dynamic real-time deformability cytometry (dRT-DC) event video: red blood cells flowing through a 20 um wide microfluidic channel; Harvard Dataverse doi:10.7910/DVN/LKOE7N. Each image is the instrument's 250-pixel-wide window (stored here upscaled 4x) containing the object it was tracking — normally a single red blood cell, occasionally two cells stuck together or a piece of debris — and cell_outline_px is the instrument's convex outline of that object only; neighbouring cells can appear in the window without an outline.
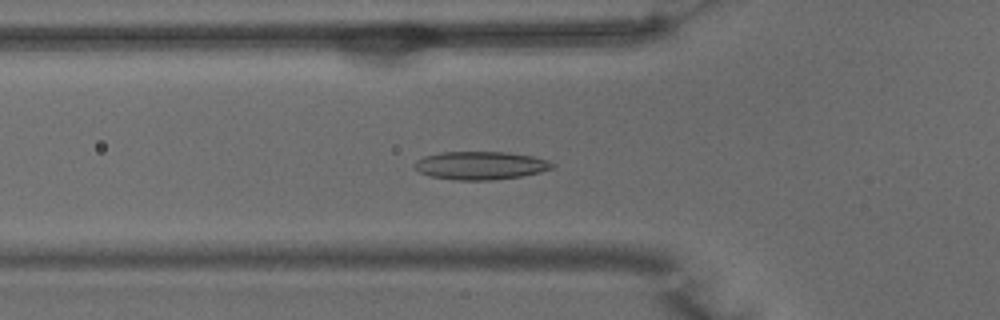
{"species": "common noctule bat (a hibernating species)", "species_latin": "Nyctalus noctula", "temperature_condition": "warm", "stored_images_in_passage": 43, "camera_frame_rate_fps": 3000, "um_per_image_px": 0.085, "animal": {"sex": "male", "body_mass_g": 15.6}, "frame": {"image": 1, "passage_image": 9, "time_ms": 2.667, "image_size_px": [1000, 320], "cell_outline_px": [[556, 164], [552, 168], [540, 172], [520, 176], [488, 180], [456, 180], [428, 176], [420, 172], [412, 164], [416, 160], [424, 156], [440, 152], [508, 152], [532, 156], [548, 160]], "centroid_in_image_um": [40.82, 14.06], "position_along_channel_um": 85.0, "area_um2": 22.6}}
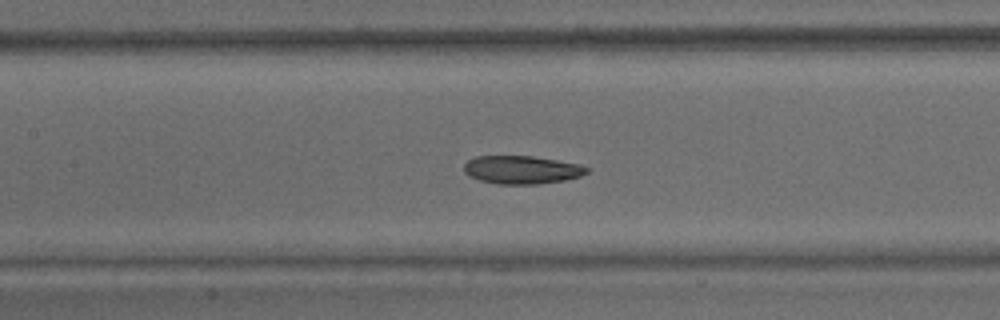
{"frame": {"image": 2, "passage_image": 15, "time_ms": 4.667, "image_size_px": [1000, 320], "cell_outline_px": [[588, 172], [580, 176], [564, 180], [536, 184], [496, 184], [480, 180], [468, 176], [464, 172], [464, 164], [468, 160], [476, 156], [532, 156], [580, 164], [588, 168]], "centroid_in_image_um": [44.32, 14.43], "position_along_channel_um": 163.1, "area_um2": 20.11}}
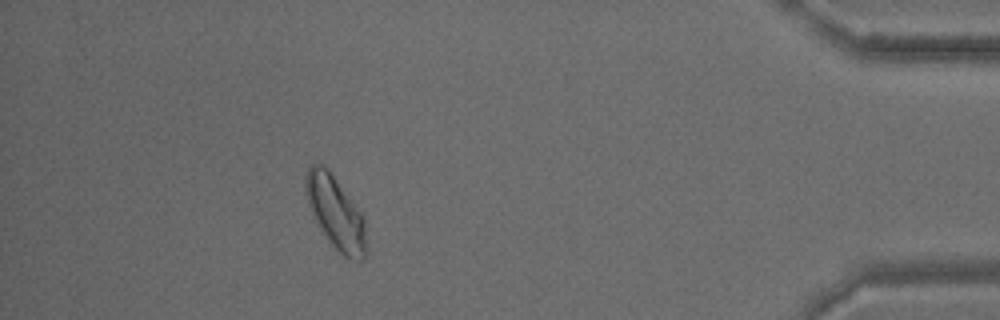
{"frame": {"image": 3, "passage_image": 38, "time_ms": 12.333, "image_size_px": [1000, 320], "cell_outline_px": [[364, 260], [356, 260], [344, 256], [332, 244], [316, 224], [308, 204], [304, 188], [304, 176], [308, 168], [312, 164], [320, 164], [328, 168], [360, 212], [364, 220]], "centroid_in_image_um": [28.45, 18.02], "position_along_channel_um": 406.7, "area_um2": 25.14}, "authors_computed_cell_mechanics": {"area_um2": 21.7328, "velocity_mm_per_s": 3.8652, "shape_relaxation_time_tau1_ms": null, "shape_relaxation_time_tau2_ms": 3.3481, "deformation_change_tau1": null, "deformation_change_tau2": 0.0927}}